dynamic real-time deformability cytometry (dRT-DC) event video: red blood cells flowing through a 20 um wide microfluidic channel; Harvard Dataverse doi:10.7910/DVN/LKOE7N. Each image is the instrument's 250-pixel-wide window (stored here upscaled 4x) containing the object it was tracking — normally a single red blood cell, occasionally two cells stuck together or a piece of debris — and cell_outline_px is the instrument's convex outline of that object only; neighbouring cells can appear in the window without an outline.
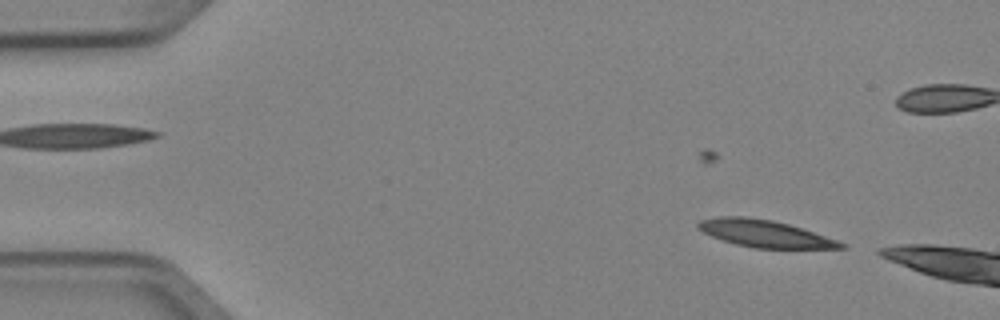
{"species": "Egyptian fruit bat (a non-hibernating species)", "species_latin": "Rousettus aegyptiacus", "temperature_condition": "cold", "stored_images_in_passage": 4, "camera_frame_rate_fps": 3000, "um_per_image_px": 0.085, "animal": {"sex": "female"}, "frame": {"image": 1, "passage_image": 1, "time_ms": 0.0, "image_size_px": [1000, 320], "cell_outline_px": [[848, 248], [752, 248], [736, 244], [712, 236], [696, 228], [696, 224], [700, 220], [720, 216], [744, 216], [772, 220], [788, 224], [848, 244]], "centroid_in_image_um": [64.97, 19.85], "position_along_channel_um": 20.0, "area_um2": 22.31}}